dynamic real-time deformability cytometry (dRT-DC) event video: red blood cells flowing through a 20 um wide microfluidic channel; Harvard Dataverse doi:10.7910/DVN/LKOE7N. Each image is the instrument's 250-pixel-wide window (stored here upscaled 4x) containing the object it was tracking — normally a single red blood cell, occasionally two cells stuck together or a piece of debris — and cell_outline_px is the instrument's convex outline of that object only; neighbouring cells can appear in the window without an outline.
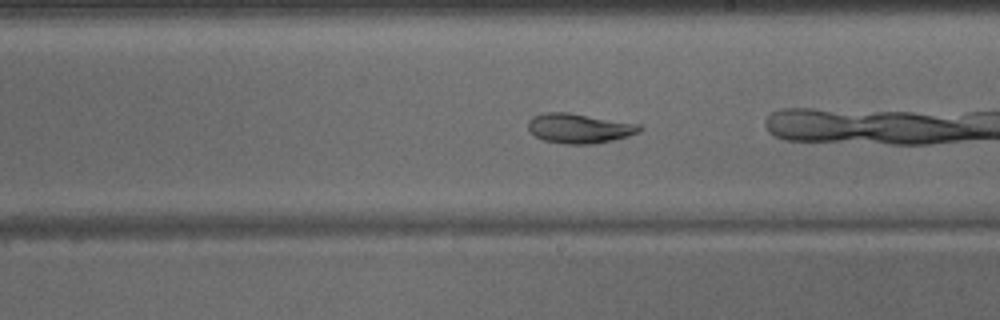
{"species": "common noctule bat (a hibernating species)", "species_latin": "Nyctalus noctula", "temperature_condition": "warm", "stored_images_in_passage": 41, "camera_frame_rate_fps": 3000, "um_per_image_px": 0.085, "animal": {"sex": "male", "body_mass_g": 15.6}, "frame": {"image": 1, "passage_image": 23, "time_ms": 7.333, "image_size_px": [1000, 320], "cell_outline_px": [[644, 128], [640, 132], [628, 136], [612, 140], [592, 144], [564, 144], [544, 140], [536, 136], [528, 128], [528, 120], [532, 116], [544, 112], [568, 112], [640, 124]], "centroid_in_image_um": [49.25, 10.9], "position_along_channel_um": 239.8, "area_um2": 19.36}}